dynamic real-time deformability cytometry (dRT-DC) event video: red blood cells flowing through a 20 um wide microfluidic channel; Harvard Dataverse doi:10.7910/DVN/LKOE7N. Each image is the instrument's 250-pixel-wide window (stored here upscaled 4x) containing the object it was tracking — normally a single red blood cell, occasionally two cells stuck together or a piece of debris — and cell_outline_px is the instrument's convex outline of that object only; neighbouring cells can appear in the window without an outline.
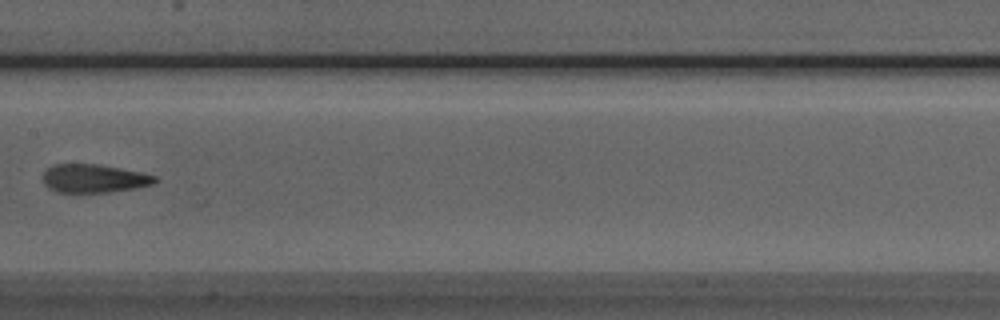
{"species": "Egyptian fruit bat (a non-hibernating species)", "species_latin": "Rousettus aegyptiacus", "temperature_condition": "room temperature", "stored_images_in_passage": 6, "camera_frame_rate_fps": 3000, "um_per_image_px": 0.085, "animal": {"sex": "male"}, "frame": {"image": 1, "passage_image": 5, "time_ms": 4.667, "image_size_px": [1000, 320], "cell_outline_px": [[160, 180], [156, 184], [136, 188], [108, 192], [56, 192], [48, 188], [44, 184], [44, 172], [52, 164], [96, 164], [144, 172], [156, 176]], "centroid_in_image_um": [8.05, 15.17], "position_along_channel_um": 199.4, "area_um2": 18.73}}
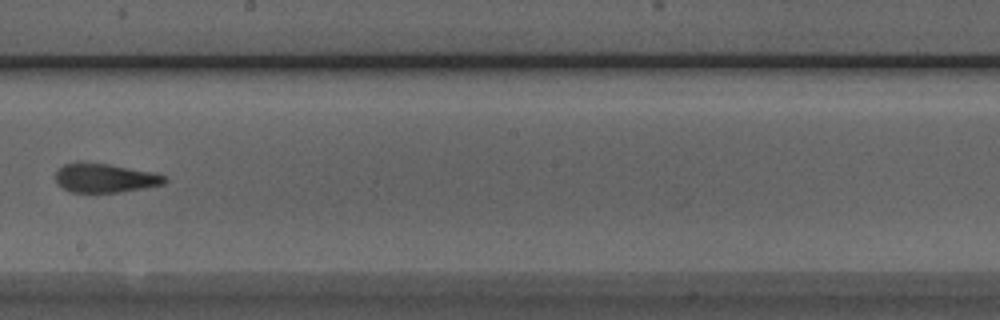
{"frame": {"image": 2, "passage_image": 6, "time_ms": 5.667, "image_size_px": [1000, 320], "cell_outline_px": [[168, 180], [164, 184], [144, 188], [116, 192], [72, 192], [64, 188], [56, 180], [56, 172], [64, 164], [76, 160], [80, 160], [108, 164], [156, 172], [164, 176]], "centroid_in_image_um": [8.93, 15.1], "position_along_channel_um": 239.3, "area_um2": 18.61}}